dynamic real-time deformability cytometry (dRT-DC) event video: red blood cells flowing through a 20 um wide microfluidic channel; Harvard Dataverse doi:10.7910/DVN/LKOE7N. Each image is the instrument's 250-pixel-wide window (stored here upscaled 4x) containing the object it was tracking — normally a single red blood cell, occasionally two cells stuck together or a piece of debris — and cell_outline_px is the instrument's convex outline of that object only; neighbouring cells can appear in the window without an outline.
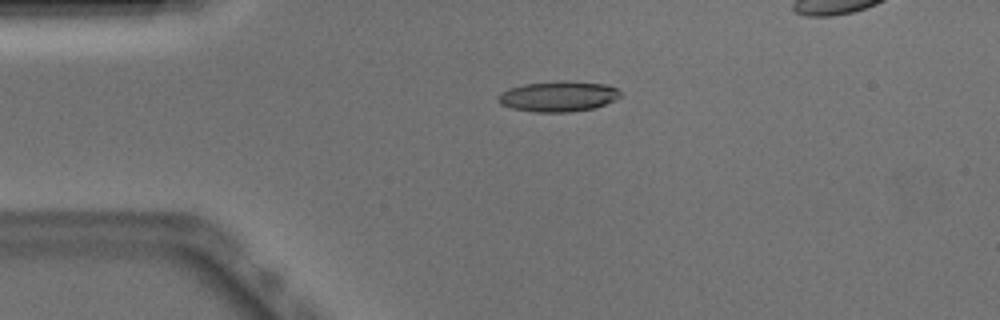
{"species": "Egyptian fruit bat (a non-hibernating species)", "species_latin": "Rousettus aegyptiacus", "temperature_condition": "warm", "stored_images_in_passage": 37, "camera_frame_rate_fps": 3000, "um_per_image_px": 0.085, "animal": {"sex": "male"}, "frame": {"image": 1, "passage_image": 1, "time_ms": 0.0, "image_size_px": [1000, 320], "cell_outline_px": [[624, 96], [616, 100], [596, 108], [568, 112], [536, 112], [512, 108], [500, 104], [496, 100], [496, 96], [500, 92], [508, 88], [524, 84], [560, 80], [564, 80], [608, 84], [616, 88]], "centroid_in_image_um": [47.47, 8.18], "position_along_channel_um": 37.5, "area_um2": 22.2}}
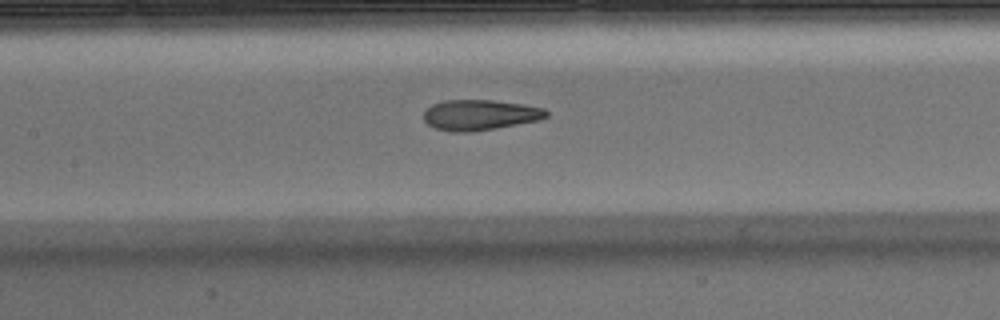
{"frame": {"image": 2, "passage_image": 13, "time_ms": 4.0, "image_size_px": [1000, 320], "cell_outline_px": [[548, 116], [540, 120], [496, 128], [472, 132], [452, 132], [436, 128], [428, 124], [424, 120], [424, 112], [432, 104], [444, 100], [492, 100], [520, 104], [544, 108], [548, 112]], "centroid_in_image_um": [40.79, 9.77], "position_along_channel_um": 166.6, "area_um2": 21.73}}
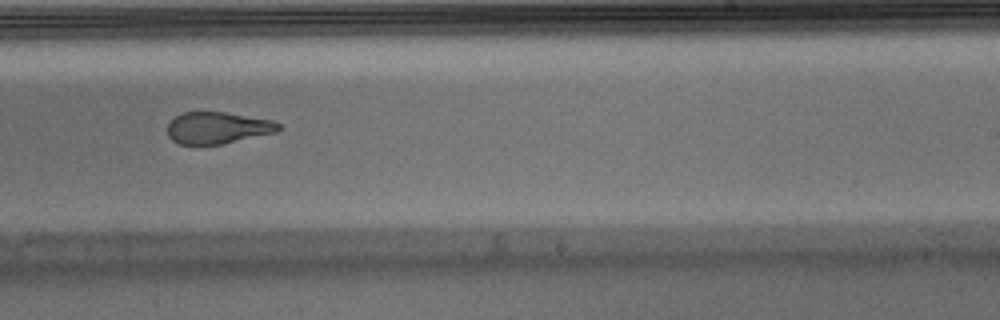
{"frame": {"image": 3, "passage_image": 21, "time_ms": 6.667, "image_size_px": [1000, 320], "cell_outline_px": [[280, 128], [276, 132], [220, 144], [180, 144], [172, 140], [168, 136], [168, 124], [180, 112], [224, 112], [272, 120], [280, 124]], "centroid_in_image_um": [18.47, 10.86], "position_along_channel_um": 270.5, "area_um2": 20.29}, "authors_computed_cell_mechanics": {"area_um2": 22.1952, "velocity_mm_per_s": 3.9087, "shape_relaxation_time_tau1_ms": null, "shape_relaxation_time_tau2_ms": 1.3049, "deformation_change_tau1": null, "deformation_change_tau2": 0.1002}}